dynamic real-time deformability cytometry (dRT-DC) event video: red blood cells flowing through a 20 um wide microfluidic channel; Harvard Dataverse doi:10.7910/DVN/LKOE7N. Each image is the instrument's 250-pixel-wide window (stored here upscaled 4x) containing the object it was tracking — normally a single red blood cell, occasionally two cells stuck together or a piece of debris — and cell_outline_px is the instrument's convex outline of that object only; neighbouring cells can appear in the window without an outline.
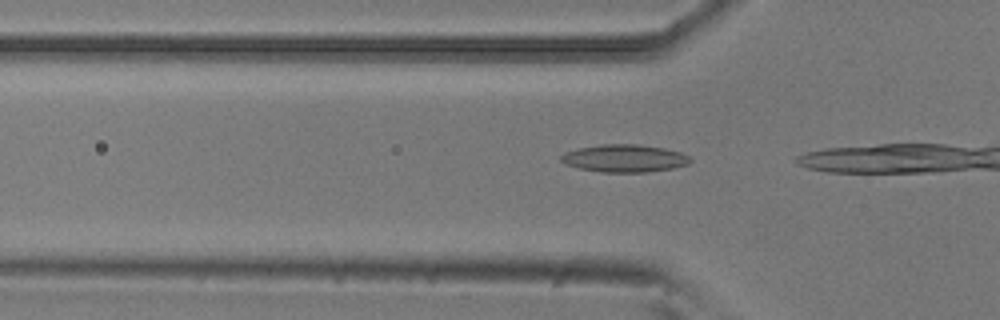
{"species": "common noctule bat (a hibernating species)", "species_latin": "Nyctalus noctula", "temperature_condition": "room temperature", "stored_images_in_passage": 4, "camera_frame_rate_fps": 3000, "um_per_image_px": 0.085, "animal": {"sex": "male", "body_mass_g": 20.5, "forearm_length_mm": 52.5}, "frame": {"image": 1, "passage_image": 2, "time_ms": 0.333, "image_size_px": [1000, 320], "cell_outline_px": [[692, 160], [688, 164], [672, 168], [648, 172], [600, 172], [580, 168], [568, 164], [560, 160], [560, 156], [564, 152], [580, 148], [600, 144], [640, 144], [664, 148], [680, 152], [688, 156]], "centroid_in_image_um": [53.09, 13.45], "position_along_channel_um": 72.7, "area_um2": 20.69}}